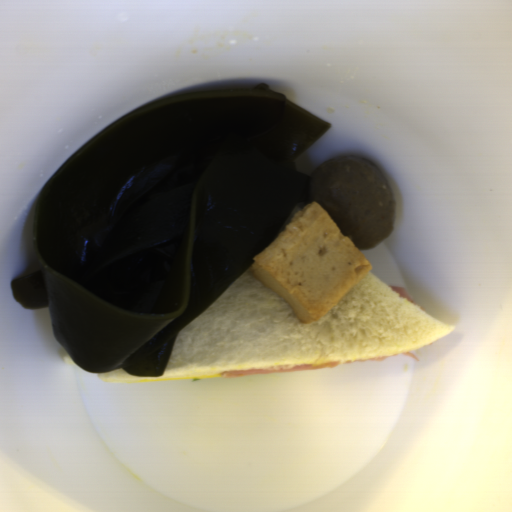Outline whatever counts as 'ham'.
<instances>
[{
    "label": "ham",
    "mask_w": 512,
    "mask_h": 512,
    "mask_svg": "<svg viewBox=\"0 0 512 512\" xmlns=\"http://www.w3.org/2000/svg\"><path fill=\"white\" fill-rule=\"evenodd\" d=\"M399 355H408V356L412 357L413 359H415L417 362L420 361L419 357H417L413 353H409L408 351L404 352L402 354H399ZM393 356H397V355L365 358V359H357V360H348V361H340V362H327V363H314V364H301V365L236 369V370H221L219 378L310 371V370H317V369H323V368L337 367V366L346 365V364H350V363H357V362H384L386 359H388L389 357H393Z\"/></svg>",
    "instance_id": "ham-1"
},
{
    "label": "ham",
    "mask_w": 512,
    "mask_h": 512,
    "mask_svg": "<svg viewBox=\"0 0 512 512\" xmlns=\"http://www.w3.org/2000/svg\"><path fill=\"white\" fill-rule=\"evenodd\" d=\"M389 288H391L393 291H395L397 294H399L400 296H402L403 298H405L406 300H408L409 302H411L412 304H414L415 306H417L418 308H420L421 310H423L414 300V298L411 296V294L408 292L407 289H404V288H400V287H397V286H388ZM424 311V310H423Z\"/></svg>",
    "instance_id": "ham-2"
}]
</instances>
